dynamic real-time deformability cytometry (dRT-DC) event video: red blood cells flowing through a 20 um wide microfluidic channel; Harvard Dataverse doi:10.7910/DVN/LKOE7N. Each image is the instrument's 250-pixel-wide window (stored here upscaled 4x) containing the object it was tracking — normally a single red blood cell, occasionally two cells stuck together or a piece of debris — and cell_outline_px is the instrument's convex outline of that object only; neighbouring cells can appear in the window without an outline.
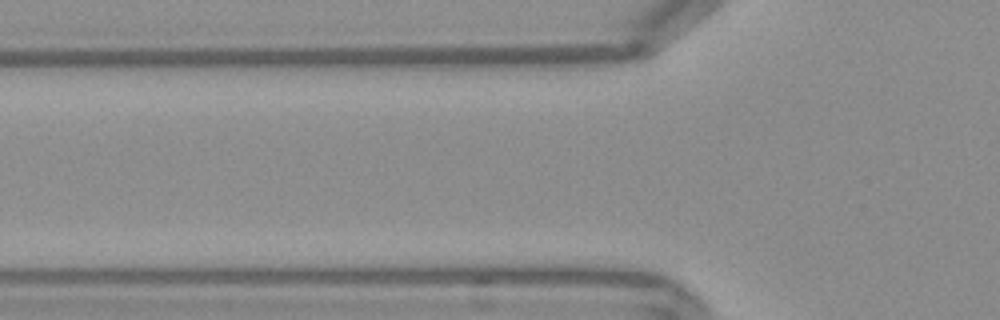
{"species": "Egyptian fruit bat (a non-hibernating species)", "species_latin": "Rousettus aegyptiacus", "temperature_condition": "warm", "stored_images_in_passage": 4, "camera_frame_rate_fps": 3000, "um_per_image_px": 0.085, "frame": {"image": 1, "passage_image": 2, "time_ms": 0.333, "image_size_px": [1000, 320], "cell_outline_px": [[652, 52], [644, 56], [616, 60], [556, 68], [552, 68], [468, 60], [460, 56], [648, 48], [652, 48]], "centroid_in_image_um": [47.75, 4.9], "position_along_channel_um": 78.1, "area_um2": 14.74}}